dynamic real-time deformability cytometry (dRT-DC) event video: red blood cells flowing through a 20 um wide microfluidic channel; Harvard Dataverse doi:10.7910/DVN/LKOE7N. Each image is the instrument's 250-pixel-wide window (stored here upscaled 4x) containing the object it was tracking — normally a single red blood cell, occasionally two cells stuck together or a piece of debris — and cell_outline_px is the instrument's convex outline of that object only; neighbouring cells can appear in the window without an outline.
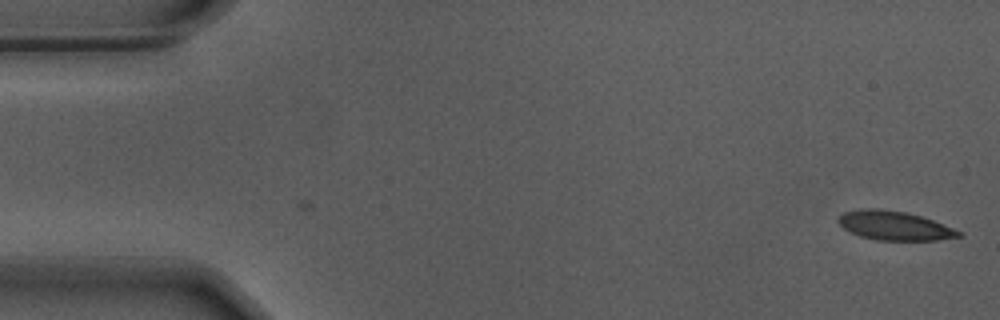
{"species": "Egyptian fruit bat (a non-hibernating species)", "species_latin": "Rousettus aegyptiacus", "temperature_condition": "warm", "stored_images_in_passage": 4, "camera_frame_rate_fps": 3000, "um_per_image_px": 0.085, "animal": {"sex": "male"}, "frame": {"image": 1, "passage_image": 4, "time_ms": 1.0, "image_size_px": [1000, 320], "cell_outline_px": [[964, 236], [936, 240], [876, 240], [860, 236], [844, 228], [836, 220], [844, 212], [864, 208], [876, 208], [904, 212], [920, 216], [932, 220], [964, 232]], "centroid_in_image_um": [76.05, 19.18], "position_along_channel_um": 9.0, "area_um2": 20.23}}